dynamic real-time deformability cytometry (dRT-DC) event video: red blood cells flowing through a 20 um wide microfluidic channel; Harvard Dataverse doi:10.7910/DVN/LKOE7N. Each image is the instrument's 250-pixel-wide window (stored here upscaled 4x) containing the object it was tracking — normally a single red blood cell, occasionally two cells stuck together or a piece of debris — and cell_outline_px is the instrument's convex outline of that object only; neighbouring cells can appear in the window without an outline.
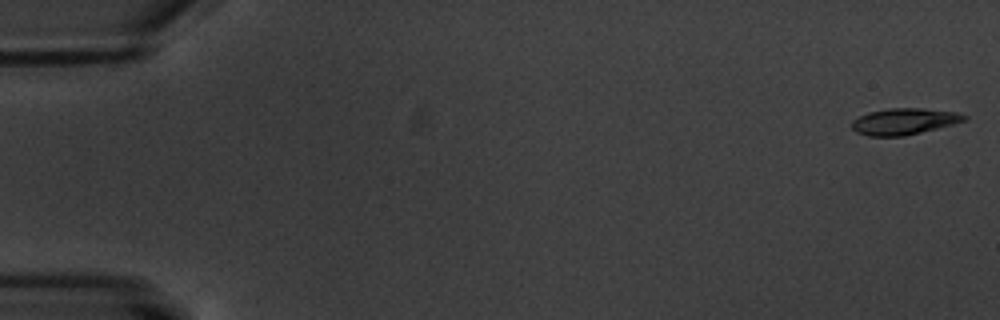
{"species": "common noctule bat (a hibernating species)", "species_latin": "Nyctalus noctula", "temperature_condition": "warm", "stored_images_in_passage": 5, "camera_frame_rate_fps": 3000, "um_per_image_px": 0.085, "animal": {"sex": "male", "body_mass_g": 20.1, "forearm_length_mm": 53.5}, "frame": {"image": 1, "passage_image": 1, "time_ms": 0.0, "image_size_px": [1000, 320], "cell_outline_px": [[968, 120], [904, 136], [868, 136], [856, 132], [852, 128], [852, 120], [868, 112], [888, 108], [924, 108], [956, 112], [968, 116]], "centroid_in_image_um": [76.84, 10.31], "position_along_channel_um": 8.2, "area_um2": 17.22}}
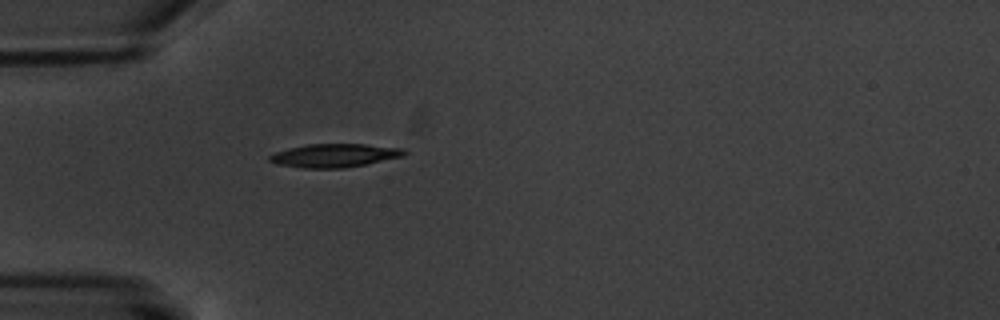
{"frame": {"image": 2, "passage_image": 5, "time_ms": 5.667, "image_size_px": [1000, 320], "cell_outline_px": [[408, 152], [404, 156], [344, 168], [304, 168], [276, 164], [268, 160], [268, 156], [276, 152], [308, 144], [364, 144], [404, 148]], "centroid_in_image_um": [28.45, 13.21], "position_along_channel_um": 56.5, "area_um2": 18.26}}